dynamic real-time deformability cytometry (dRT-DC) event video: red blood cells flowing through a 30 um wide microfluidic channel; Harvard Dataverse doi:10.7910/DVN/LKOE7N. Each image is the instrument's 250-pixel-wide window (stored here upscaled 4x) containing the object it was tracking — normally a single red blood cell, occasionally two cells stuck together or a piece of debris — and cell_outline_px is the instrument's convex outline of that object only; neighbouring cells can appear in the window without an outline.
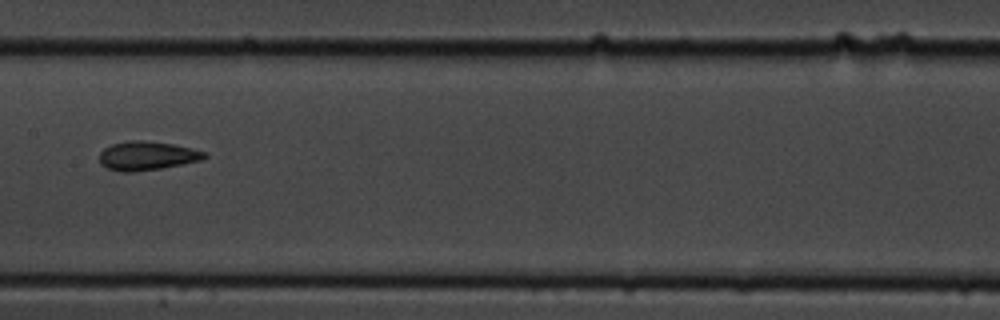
{"species": "common noctule bat (a hibernating species)", "species_latin": "Nyctalus noctula", "temperature_condition": "cold", "stored_images_in_passage": 11, "camera_frame_rate_fps": 3000, "um_per_image_px": 0.085, "animal": {"sex": "male", "body_mass_g": 19.5, "forearm_length_mm": 54.6}, "frame": {"image": 1, "passage_image": 4, "time_ms": 3.333, "image_size_px": [1000, 320], "cell_outline_px": [[208, 156], [204, 160], [160, 168], [132, 172], [120, 172], [108, 168], [100, 164], [100, 152], [104, 148], [112, 144], [128, 140], [144, 140], [172, 144], [192, 148], [204, 152]], "centroid_in_image_um": [12.49, 13.24], "position_along_channel_um": 194.9, "area_um2": 17.69}}
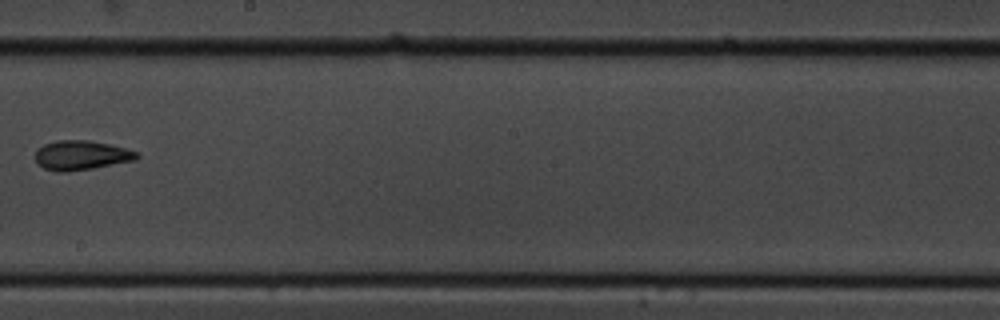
{"frame": {"image": 2, "passage_image": 5, "time_ms": 4.667, "image_size_px": [1000, 320], "cell_outline_px": [[140, 156], [136, 160], [92, 168], [68, 172], [56, 172], [44, 168], [36, 164], [36, 148], [44, 144], [56, 140], [84, 140], [108, 144], [124, 148], [136, 152]], "centroid_in_image_um": [6.85, 13.21], "position_along_channel_um": 241.3, "area_um2": 17.4}}
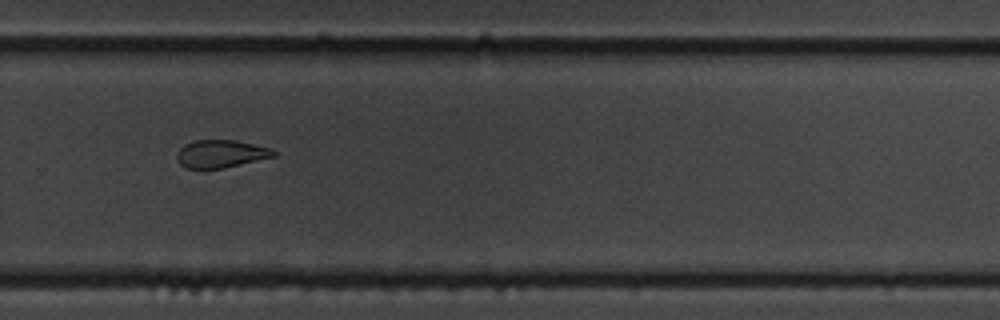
{"frame": {"image": 3, "passage_image": 7, "time_ms": 6.667, "image_size_px": [1000, 320], "cell_outline_px": [[276, 156], [224, 168], [184, 168], [180, 164], [176, 156], [176, 152], [184, 144], [192, 140], [236, 140], [272, 148], [276, 152]], "centroid_in_image_um": [18.76, 13.06], "position_along_channel_um": 311.0, "area_um2": 15.78}}